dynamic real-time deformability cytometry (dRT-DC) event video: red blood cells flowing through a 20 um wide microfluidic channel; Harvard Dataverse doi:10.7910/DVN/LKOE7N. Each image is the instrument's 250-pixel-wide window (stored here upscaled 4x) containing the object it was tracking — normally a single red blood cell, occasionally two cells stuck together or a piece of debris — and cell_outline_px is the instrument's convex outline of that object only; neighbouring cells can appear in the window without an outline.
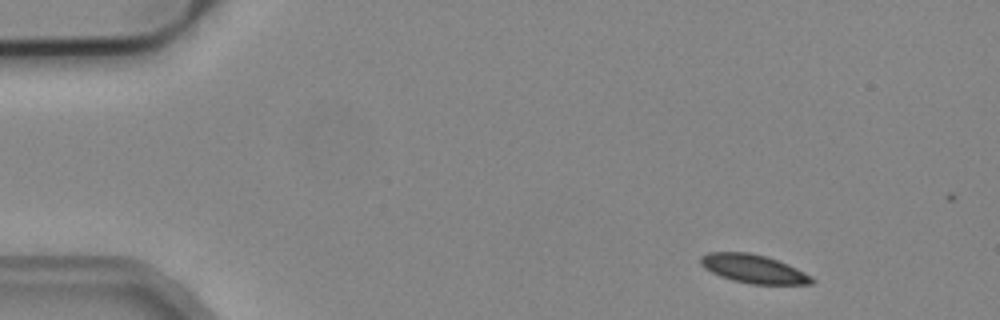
{"species": "common noctule bat (a hibernating species)", "species_latin": "Nyctalus noctula", "temperature_condition": "cold", "stored_images_in_passage": 4, "camera_frame_rate_fps": 3000, "um_per_image_px": 0.085, "animal": {"sex": "male", "body_mass_g": 19.2, "forearm_length_mm": 51.8}, "frame": {"image": 1, "passage_image": 1, "time_ms": 0.0, "image_size_px": [1000, 320], "cell_outline_px": [[816, 280], [812, 284], [752, 284], [732, 280], [720, 276], [704, 268], [700, 264], [700, 256], [708, 252], [748, 252], [768, 256], [788, 264], [812, 276]], "centroid_in_image_um": [64.05, 22.84], "position_along_channel_um": 21.0, "area_um2": 18.61}}